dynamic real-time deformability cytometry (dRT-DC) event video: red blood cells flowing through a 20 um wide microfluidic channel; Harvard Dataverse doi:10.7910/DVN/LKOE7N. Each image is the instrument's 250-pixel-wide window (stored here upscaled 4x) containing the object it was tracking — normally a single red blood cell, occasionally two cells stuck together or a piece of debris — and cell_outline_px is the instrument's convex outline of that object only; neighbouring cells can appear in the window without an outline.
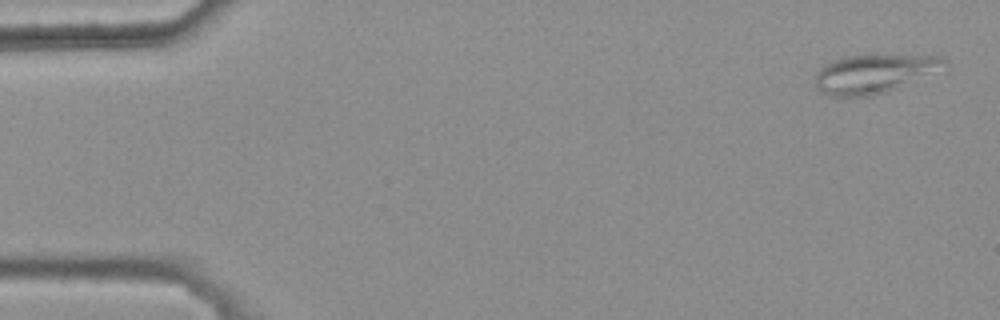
{"species": "common noctule bat (a hibernating species)", "species_latin": "Nyctalus noctula", "temperature_condition": "warm", "stored_images_in_passage": 6, "camera_frame_rate_fps": 3000, "um_per_image_px": 0.085, "animal": {"sex": "female", "body_mass_g": 25.1}, "frame": {"image": 1, "passage_image": 1, "time_ms": 0.0, "image_size_px": [1000, 320], "cell_outline_px": [[948, 64], [888, 92], [872, 96], [828, 96], [820, 92], [816, 88], [816, 72], [824, 64], [832, 60], [844, 56], [872, 52], [876, 52], [936, 56], [944, 60]], "centroid_in_image_um": [74.2, 6.21], "position_along_channel_um": 10.8, "area_um2": 29.71}}